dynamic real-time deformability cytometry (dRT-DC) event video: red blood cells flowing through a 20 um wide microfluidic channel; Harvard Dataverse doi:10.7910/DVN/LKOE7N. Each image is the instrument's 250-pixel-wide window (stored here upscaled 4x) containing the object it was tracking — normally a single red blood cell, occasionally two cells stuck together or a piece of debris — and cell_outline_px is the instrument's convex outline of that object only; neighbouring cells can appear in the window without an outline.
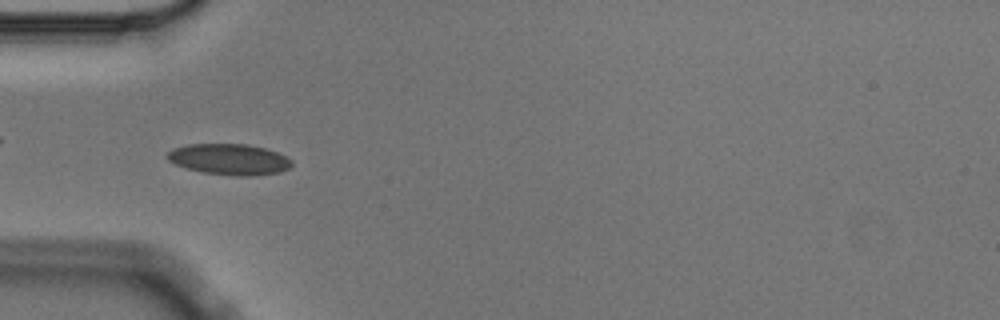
{"species": "Egyptian fruit bat (a non-hibernating species)", "species_latin": "Rousettus aegyptiacus", "temperature_condition": "cold", "stored_images_in_passage": 8, "camera_frame_rate_fps": 3000, "um_per_image_px": 0.085, "animal": {"sex": "male"}, "frame": {"image": 1, "passage_image": 6, "time_ms": 1.667, "image_size_px": [1000, 320], "cell_outline_px": [[292, 164], [288, 168], [280, 172], [252, 176], [236, 176], [204, 172], [188, 168], [176, 164], [168, 160], [164, 156], [172, 148], [188, 144], [248, 144], [264, 148], [276, 152], [292, 160]], "centroid_in_image_um": [19.47, 13.53], "position_along_channel_um": 65.5, "area_um2": 22.37}}
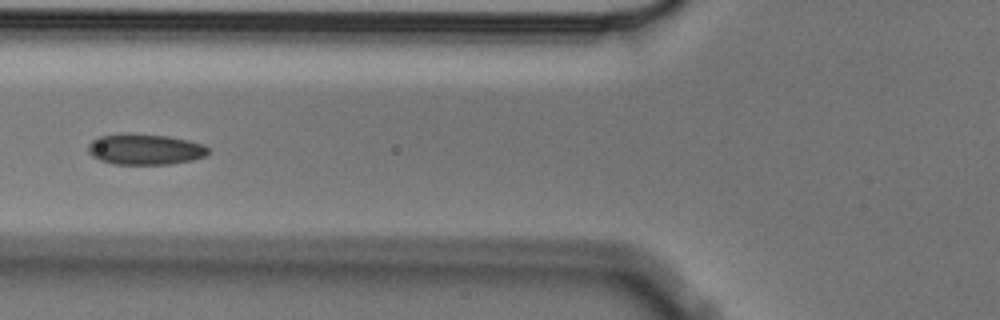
{"frame": {"image": 2, "passage_image": 7, "time_ms": 2.0, "image_size_px": [1000, 320], "cell_outline_px": [[208, 152], [204, 156], [192, 160], [168, 164], [116, 164], [100, 160], [92, 156], [88, 152], [88, 144], [92, 140], [100, 136], [128, 132], [168, 136], [188, 140], [204, 144], [208, 148]], "centroid_in_image_um": [12.3, 12.67], "position_along_channel_um": 113.5, "area_um2": 21.68}}
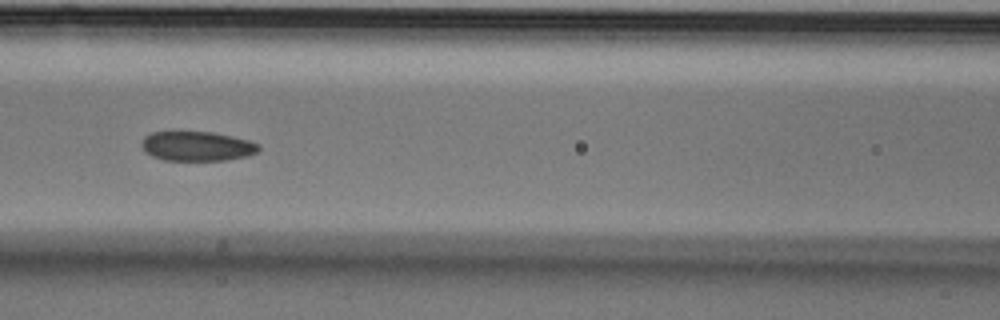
{"frame": {"image": 3, "passage_image": 8, "time_ms": 2.333, "image_size_px": [1000, 320], "cell_outline_px": [[260, 148], [256, 152], [248, 156], [228, 160], [164, 160], [152, 156], [144, 152], [140, 144], [144, 136], [152, 132], [212, 132], [232, 136], [248, 140], [260, 144]], "centroid_in_image_um": [16.73, 12.43], "position_along_channel_um": 149.9, "area_um2": 20.29}}